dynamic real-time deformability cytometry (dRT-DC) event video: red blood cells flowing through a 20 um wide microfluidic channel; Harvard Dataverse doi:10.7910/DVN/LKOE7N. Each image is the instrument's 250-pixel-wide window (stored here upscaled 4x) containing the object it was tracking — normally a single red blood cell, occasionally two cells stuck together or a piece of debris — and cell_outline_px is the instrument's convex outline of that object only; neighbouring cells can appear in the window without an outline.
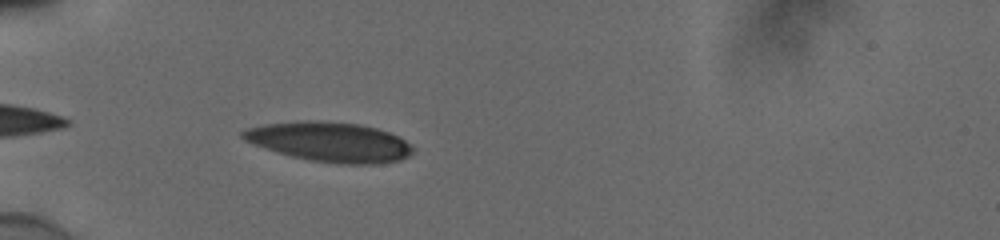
{"species": "human", "species_latin": "Homo sapiens", "temperature_condition": "cold", "stored_images_in_passage": 36, "camera_frame_rate_fps": 3000, "um_per_image_px": 0.085, "donor": {"sex": "male"}, "frame": {"image": 1, "passage_image": 2, "time_ms": 0.333, "image_size_px": [1000, 240], "cell_outline_px": [[416, 148], [408, 156], [400, 160], [376, 164], [344, 164], [308, 160], [276, 152], [244, 140], [240, 136], [240, 132], [248, 128], [268, 124], [308, 120], [360, 124], [376, 128], [388, 132], [404, 140]], "centroid_in_image_um": [28.05, 12.07], "position_along_channel_um": 57.0, "area_um2": 39.02}}
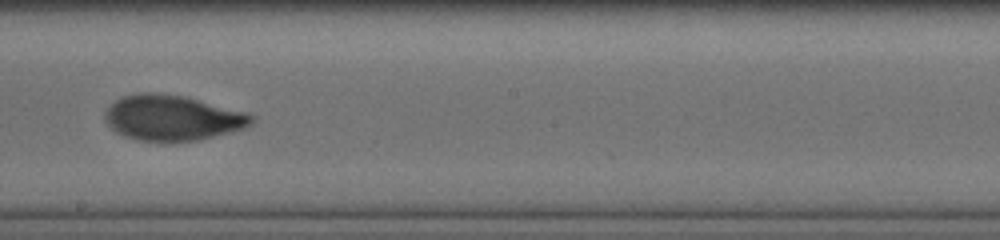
{"frame": {"image": 2, "passage_image": 17, "time_ms": 5.333, "image_size_px": [1000, 240], "cell_outline_px": [[256, 116], [252, 124], [244, 128], [200, 140], [136, 140], [124, 136], [116, 132], [104, 120], [104, 112], [116, 100], [124, 96], [140, 92], [148, 92], [184, 96], [244, 112]], "centroid_in_image_um": [14.64, 10.01], "position_along_channel_um": 233.6, "area_um2": 38.26}}
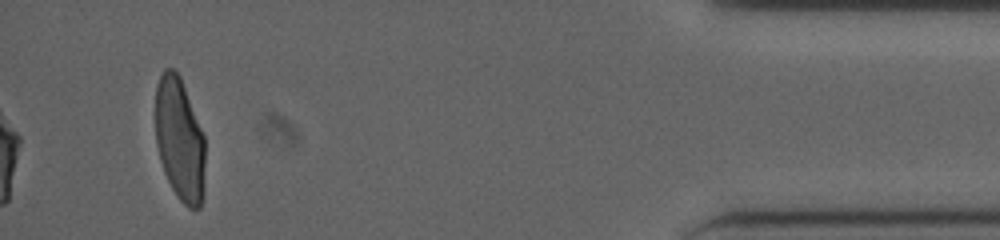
{"frame": {"image": 3, "passage_image": 36, "time_ms": 11.667, "image_size_px": [1000, 240], "cell_outline_px": [[204, 196], [200, 208], [188, 208], [176, 196], [164, 172], [160, 160], [156, 144], [156, 84], [164, 68], [172, 68], [180, 76], [204, 136]], "centroid_in_image_um": [15.27, 11.88], "position_along_channel_um": 419.9, "area_um2": 35.66}, "authors_computed_cell_mechanics": {"area_um2": 38.0324, "velocity_mm_per_s": 3.8658, "shape_relaxation_time_tau1_ms": 5.4291, "shape_relaxation_time_tau2_ms": 1.1569, "deformation_change_tau1": 0.1949, "deformation_change_tau2": 0.0593}}